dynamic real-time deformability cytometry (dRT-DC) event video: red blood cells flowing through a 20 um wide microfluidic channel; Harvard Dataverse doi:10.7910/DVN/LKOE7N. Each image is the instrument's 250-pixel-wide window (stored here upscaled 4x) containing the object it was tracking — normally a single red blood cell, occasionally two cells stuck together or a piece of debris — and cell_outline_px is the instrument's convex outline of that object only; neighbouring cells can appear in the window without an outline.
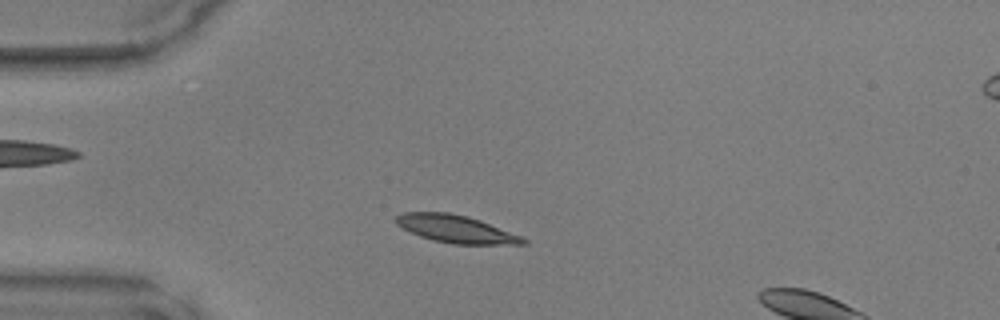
{"species": "common noctule bat (a hibernating species)", "species_latin": "Nyctalus noctula", "temperature_condition": "warm", "stored_images_in_passage": 10, "camera_frame_rate_fps": 3000, "um_per_image_px": 0.085, "animal": {"sex": "male", "body_mass_g": 17.9, "forearm_length_mm": 54.2}, "frame": {"image": 1, "passage_image": 7, "time_ms": 2.0, "image_size_px": [1000, 320], "cell_outline_px": [[528, 244], [452, 244], [432, 240], [420, 236], [396, 224], [396, 216], [404, 212], [448, 212], [468, 216], [480, 220], [520, 236], [528, 240]], "centroid_in_image_um": [38.76, 19.46], "position_along_channel_um": 46.2, "area_um2": 20.23}}